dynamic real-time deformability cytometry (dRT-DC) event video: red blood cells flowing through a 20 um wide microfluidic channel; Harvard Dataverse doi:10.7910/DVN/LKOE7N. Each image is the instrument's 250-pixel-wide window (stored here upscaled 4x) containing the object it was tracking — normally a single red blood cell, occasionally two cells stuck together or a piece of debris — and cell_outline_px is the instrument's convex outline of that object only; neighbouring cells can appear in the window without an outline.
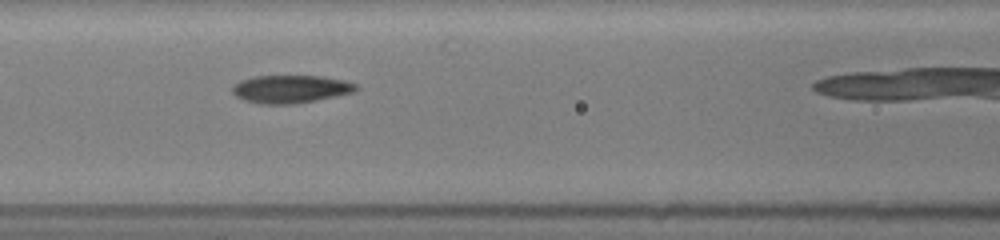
{"species": "common noctule bat (a hibernating species)", "species_latin": "Nyctalus noctula", "temperature_condition": "room temperature", "stored_images_in_passage": 8, "camera_frame_rate_fps": 3000, "um_per_image_px": 0.085, "animal": {"sex": "female", "body_mass_g": 19.5, "forearm_length_mm": 54.1}, "frame": {"image": 1, "passage_image": 4, "time_ms": 1.667, "image_size_px": [1000, 240], "cell_outline_px": [[360, 88], [352, 92], [336, 96], [296, 104], [260, 104], [244, 100], [236, 96], [232, 92], [232, 88], [240, 80], [252, 76], [320, 76], [344, 80], [356, 84]], "centroid_in_image_um": [24.69, 7.57], "position_along_channel_um": 141.9, "area_um2": 20.11}}
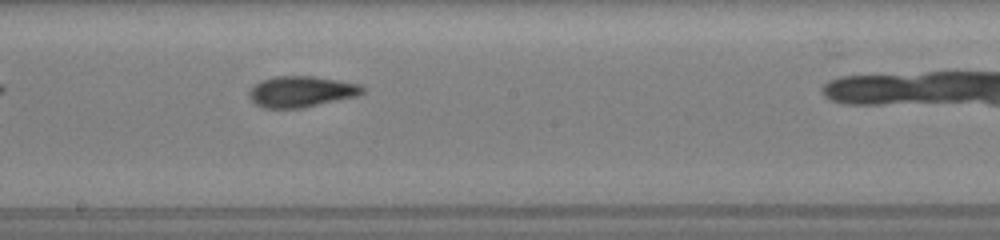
{"frame": {"image": 2, "passage_image": 7, "time_ms": 3.667, "image_size_px": [1000, 240], "cell_outline_px": [[364, 92], [356, 96], [304, 108], [264, 108], [256, 104], [248, 96], [248, 92], [260, 80], [276, 76], [312, 76], [360, 84], [364, 88]], "centroid_in_image_um": [25.59, 7.79], "position_along_channel_um": 222.6, "area_um2": 20.4}}